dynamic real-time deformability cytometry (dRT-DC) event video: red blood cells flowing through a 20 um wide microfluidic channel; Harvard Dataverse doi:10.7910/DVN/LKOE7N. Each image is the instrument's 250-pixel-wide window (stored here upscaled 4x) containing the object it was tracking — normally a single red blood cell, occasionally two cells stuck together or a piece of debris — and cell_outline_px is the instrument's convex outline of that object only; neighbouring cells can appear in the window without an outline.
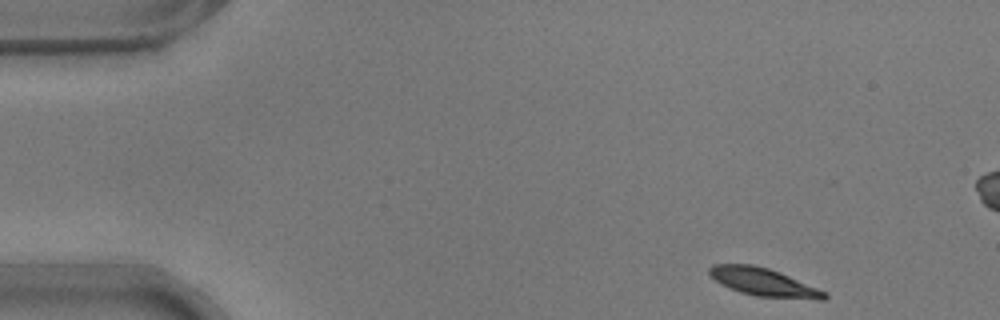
{"species": "common noctule bat (a hibernating species)", "species_latin": "Nyctalus noctula", "temperature_condition": "warm", "stored_images_in_passage": 50, "camera_frame_rate_fps": 3000, "um_per_image_px": 0.085, "animal": {"sex": "male", "body_mass_g": 17.9}, "frame": {"image": 1, "passage_image": 1, "time_ms": 0.0, "image_size_px": [1000, 320], "cell_outline_px": [[828, 296], [824, 300], [816, 300], [756, 296], [740, 292], [728, 288], [720, 284], [708, 272], [708, 268], [712, 264], [752, 264], [768, 268], [780, 272], [828, 292]], "centroid_in_image_um": [64.93, 23.99], "position_along_channel_um": 20.1, "area_um2": 18.96}}
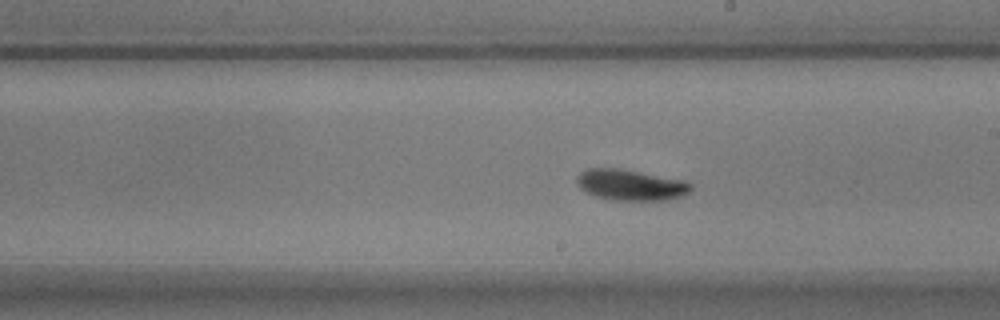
{"frame": {"image": 2, "passage_image": 26, "time_ms": 8.333, "image_size_px": [1000, 320], "cell_outline_px": [[692, 188], [684, 196], [664, 200], [616, 200], [596, 196], [584, 192], [576, 184], [576, 176], [580, 172], [588, 168], [620, 168], [684, 180], [692, 184]], "centroid_in_image_um": [53.58, 15.71], "position_along_channel_um": 235.4, "area_um2": 20.69}}
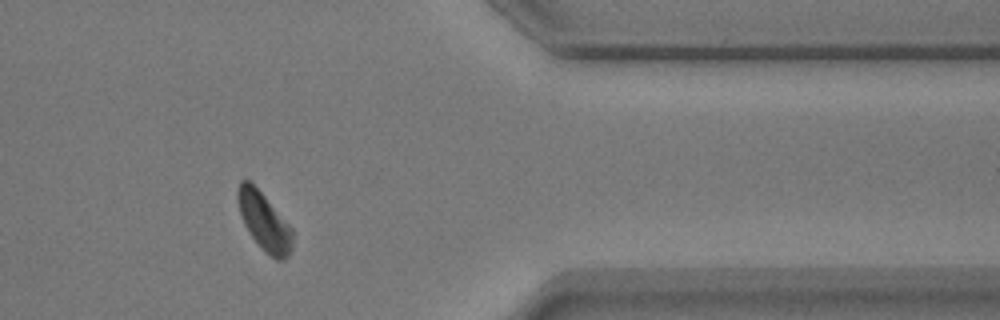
{"frame": {"image": 3, "passage_image": 40, "time_ms": 13.0, "image_size_px": [1000, 320], "cell_outline_px": [[292, 248], [288, 256], [284, 260], [276, 260], [252, 236], [244, 224], [240, 212], [236, 196], [236, 192], [240, 180], [248, 180], [264, 196], [292, 228]], "centroid_in_image_um": [22.45, 18.81], "position_along_channel_um": 389.0, "area_um2": 17.86}, "authors_computed_cell_mechanics": {"area_um2": 19.3052, "velocity_mm_per_s": 3.6873, "shape_relaxation_time_tau1_ms": 1.9837, "shape_relaxation_time_tau2_ms": null, "deformation_change_tau1": 0.1075, "deformation_change_tau2": null}}